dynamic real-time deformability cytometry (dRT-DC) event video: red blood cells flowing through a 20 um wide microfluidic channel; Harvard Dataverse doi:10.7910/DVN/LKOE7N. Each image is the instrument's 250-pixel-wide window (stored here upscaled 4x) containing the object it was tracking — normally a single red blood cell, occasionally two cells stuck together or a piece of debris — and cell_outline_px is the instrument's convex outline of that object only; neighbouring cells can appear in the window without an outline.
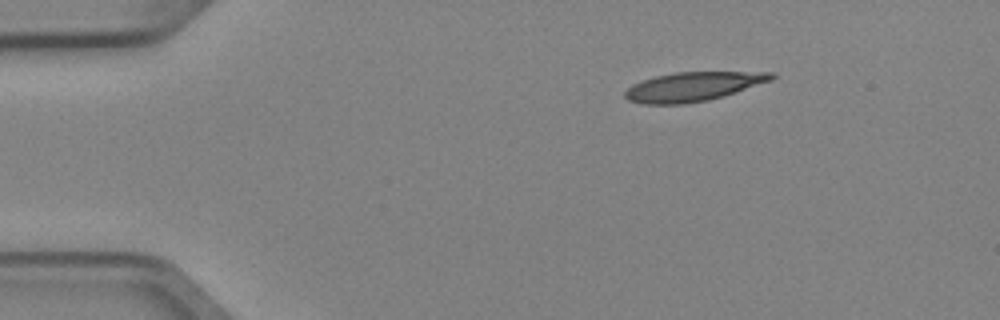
{"species": "Egyptian fruit bat (a non-hibernating species)", "species_latin": "Rousettus aegyptiacus", "temperature_condition": "cold", "stored_images_in_passage": 3, "camera_frame_rate_fps": 3000, "um_per_image_px": 0.085, "animal": {"sex": "female"}, "frame": {"image": 1, "passage_image": 1, "time_ms": 0.0, "image_size_px": [1000, 320], "cell_outline_px": [[776, 76], [772, 80], [724, 96], [708, 100], [684, 104], [640, 104], [628, 100], [624, 96], [624, 92], [632, 84], [656, 76], [676, 72], [772, 72]], "centroid_in_image_um": [58.89, 7.37], "position_along_channel_um": 26.1, "area_um2": 24.8}}